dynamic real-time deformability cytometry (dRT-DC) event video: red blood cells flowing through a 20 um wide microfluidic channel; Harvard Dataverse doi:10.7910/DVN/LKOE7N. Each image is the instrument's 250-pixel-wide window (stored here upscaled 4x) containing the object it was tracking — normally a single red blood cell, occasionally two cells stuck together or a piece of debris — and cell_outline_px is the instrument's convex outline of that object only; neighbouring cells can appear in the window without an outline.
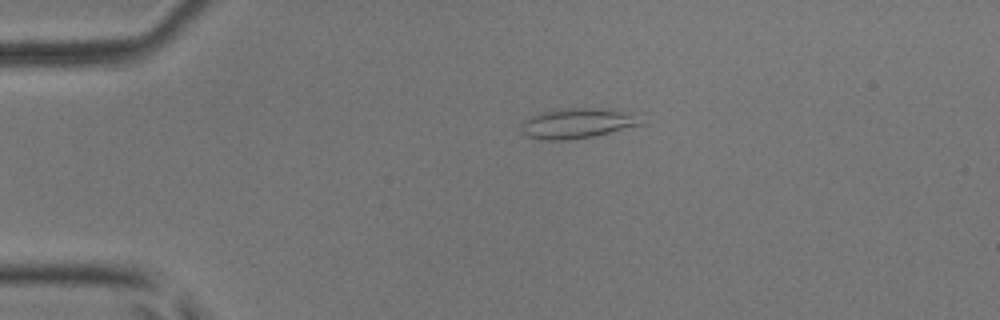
{"species": "common noctule bat (a hibernating species)", "species_latin": "Nyctalus noctula", "temperature_condition": "room temperature", "stored_images_in_passage": 4, "camera_frame_rate_fps": 3000, "um_per_image_px": 0.085, "animal": {"sex": "male", "body_mass_g": 17.9, "forearm_length_mm": 54.2}, "frame": {"image": 1, "passage_image": 3, "time_ms": 0.667, "image_size_px": [1000, 320], "cell_outline_px": [[644, 124], [596, 136], [568, 140], [540, 140], [528, 136], [520, 132], [520, 124], [524, 120], [540, 112], [560, 108], [604, 108], [620, 112]], "centroid_in_image_um": [48.9, 10.5], "position_along_channel_um": 36.1, "area_um2": 20.69}}